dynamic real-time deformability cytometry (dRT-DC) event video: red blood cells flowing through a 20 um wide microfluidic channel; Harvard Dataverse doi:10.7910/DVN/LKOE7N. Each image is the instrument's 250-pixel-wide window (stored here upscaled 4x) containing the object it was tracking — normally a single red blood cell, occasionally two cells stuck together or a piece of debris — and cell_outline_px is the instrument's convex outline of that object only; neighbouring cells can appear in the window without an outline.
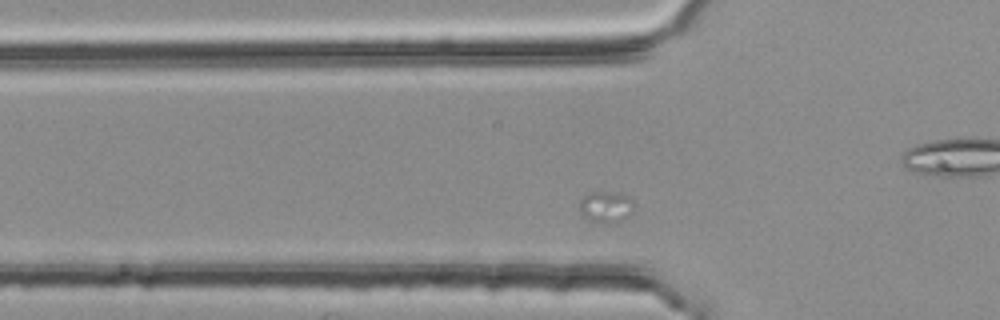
{"species": "common noctule bat (a hibernating species)", "species_latin": "Nyctalus noctula", "temperature_condition": "room temperature", "stored_images_in_passage": 24, "segment_of_instrument_passage": [2, 2], "camera_frame_rate_fps": 3000, "um_per_image_px": 0.085, "animal": {"sex": "female", "body_mass_g": 25.1}, "frame": {"image": 1, "passage_image": 11, "time_ms": 3.333, "image_size_px": [1000, 320], "cell_outline_px": [[636, 204], [632, 212], [628, 216], [616, 224], [604, 224], [588, 220], [580, 212], [580, 200], [588, 192], [616, 192], [628, 196]], "centroid_in_image_um": [51.53, 17.6], "position_along_channel_um": 74.3, "area_um2": 10.29}}